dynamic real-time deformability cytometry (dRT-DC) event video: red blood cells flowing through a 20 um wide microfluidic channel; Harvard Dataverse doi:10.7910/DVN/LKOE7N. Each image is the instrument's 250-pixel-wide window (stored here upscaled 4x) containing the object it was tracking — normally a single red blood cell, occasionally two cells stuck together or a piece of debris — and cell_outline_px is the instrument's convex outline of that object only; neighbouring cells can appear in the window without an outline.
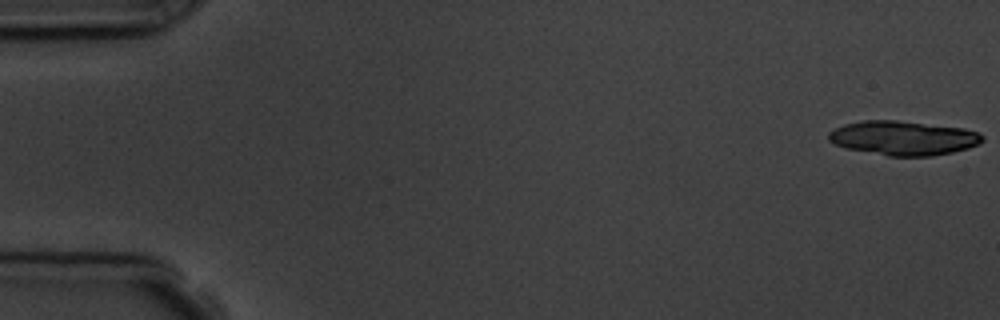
{"species": "common noctule bat (a hibernating species)", "species_latin": "Nyctalus noctula", "temperature_condition": "room temperature", "stored_images_in_passage": 5, "camera_frame_rate_fps": 3000, "um_per_image_px": 0.085, "animal": {"sex": "male", "body_mass_g": 19.5, "forearm_length_mm": 54.6}, "frame": {"image": 1, "passage_image": 1, "time_ms": 0.0, "image_size_px": [1000, 320], "cell_outline_px": [[984, 140], [980, 144], [968, 148], [952, 152], [932, 156], [888, 156], [844, 148], [828, 140], [828, 132], [844, 124], [860, 120], [896, 120], [964, 128], [980, 132], [984, 136]], "centroid_in_image_um": [76.79, 11.73], "position_along_channel_um": 8.2, "area_um2": 30.98}}